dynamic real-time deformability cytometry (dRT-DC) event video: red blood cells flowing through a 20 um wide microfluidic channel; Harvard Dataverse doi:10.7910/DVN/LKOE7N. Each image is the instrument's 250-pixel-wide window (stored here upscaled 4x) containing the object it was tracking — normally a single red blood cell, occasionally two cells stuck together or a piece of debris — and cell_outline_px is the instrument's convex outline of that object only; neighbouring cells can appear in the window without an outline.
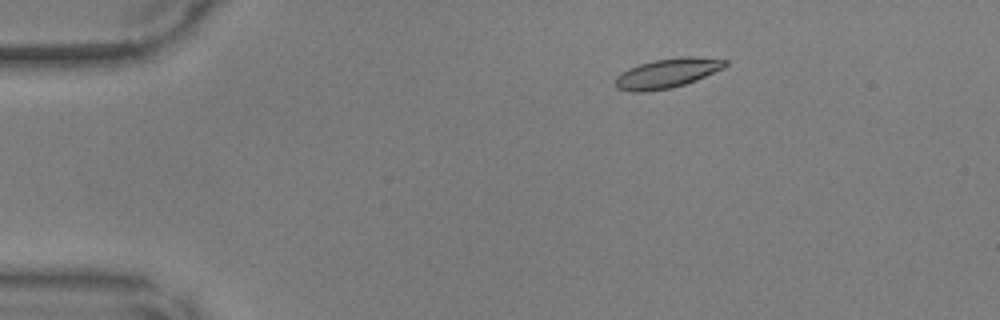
{"species": "common noctule bat (a hibernating species)", "species_latin": "Nyctalus noctula", "temperature_condition": "warm", "stored_images_in_passage": 40, "camera_frame_rate_fps": 3000, "um_per_image_px": 0.085, "animal": {"sex": "male", "body_mass_g": 17.9, "forearm_length_mm": 54.2}, "frame": {"image": 1, "passage_image": 8, "time_ms": 2.333, "image_size_px": [1000, 320], "cell_outline_px": [[728, 64], [724, 68], [696, 80], [672, 88], [644, 92], [632, 92], [616, 88], [616, 76], [620, 72], [628, 68], [640, 64], [656, 60], [688, 56], [692, 56], [728, 60]], "centroid_in_image_um": [56.71, 6.23], "position_along_channel_um": 28.3, "area_um2": 18.84}}
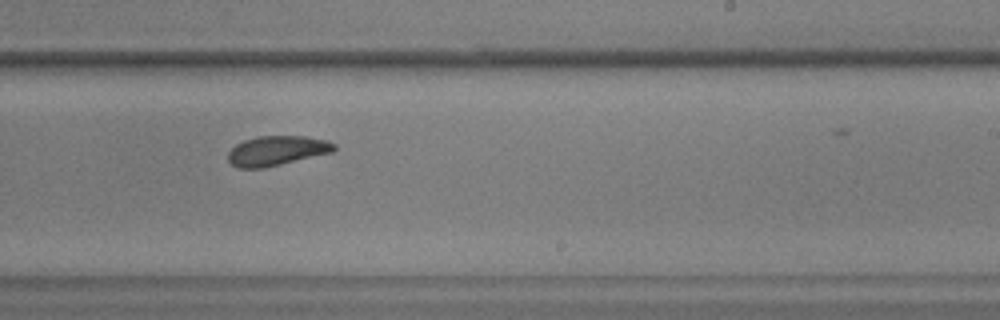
{"frame": {"image": 2, "passage_image": 30, "time_ms": 9.667, "image_size_px": [1000, 320], "cell_outline_px": [[336, 148], [332, 152], [264, 168], [236, 168], [228, 160], [228, 152], [236, 144], [244, 140], [256, 136], [304, 136], [328, 140], [336, 144]], "centroid_in_image_um": [23.52, 12.8], "position_along_channel_um": 265.5, "area_um2": 18.38}}
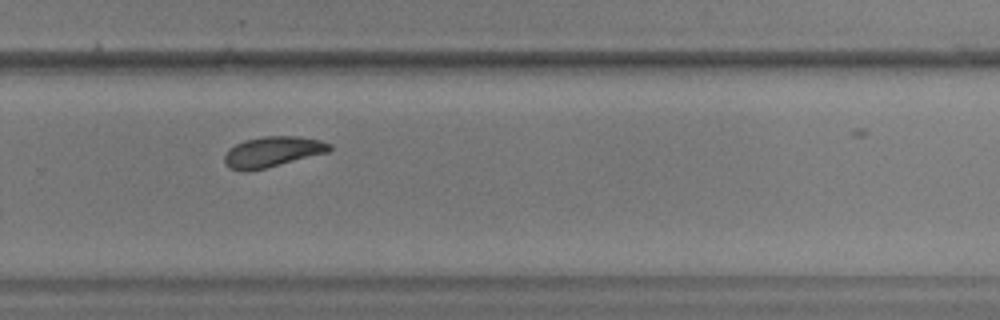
{"frame": {"image": 3, "passage_image": 33, "time_ms": 10.667, "image_size_px": [1000, 320], "cell_outline_px": [[332, 148], [328, 152], [248, 172], [240, 172], [228, 168], [224, 164], [224, 156], [228, 148], [244, 140], [264, 136], [296, 136], [320, 140], [332, 144]], "centroid_in_image_um": [23.11, 12.91], "position_along_channel_um": 306.7, "area_um2": 18.79}}